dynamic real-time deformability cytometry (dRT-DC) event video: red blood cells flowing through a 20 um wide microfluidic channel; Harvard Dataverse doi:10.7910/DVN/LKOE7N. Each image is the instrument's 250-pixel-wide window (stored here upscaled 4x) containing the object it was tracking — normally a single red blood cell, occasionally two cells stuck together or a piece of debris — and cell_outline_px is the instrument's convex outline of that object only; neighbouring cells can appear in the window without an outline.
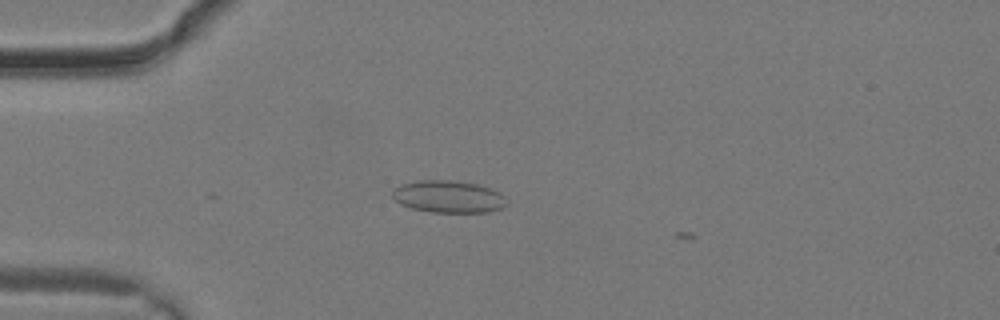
{"species": "common noctule bat (a hibernating species)", "species_latin": "Nyctalus noctula", "temperature_condition": "warm", "stored_images_in_passage": 4, "camera_frame_rate_fps": 3000, "um_per_image_px": 0.085, "animal": {"sex": "male", "body_mass_g": 19.2, "forearm_length_mm": 51.8}, "frame": {"image": 1, "passage_image": 3, "time_ms": 0.667, "image_size_px": [1000, 320], "cell_outline_px": [[508, 204], [504, 208], [488, 212], [432, 212], [412, 208], [400, 204], [392, 196], [392, 188], [400, 184], [416, 180], [452, 180], [476, 184], [492, 188], [500, 192], [504, 196]], "centroid_in_image_um": [38.12, 16.71], "position_along_channel_um": 46.9, "area_um2": 21.73}}